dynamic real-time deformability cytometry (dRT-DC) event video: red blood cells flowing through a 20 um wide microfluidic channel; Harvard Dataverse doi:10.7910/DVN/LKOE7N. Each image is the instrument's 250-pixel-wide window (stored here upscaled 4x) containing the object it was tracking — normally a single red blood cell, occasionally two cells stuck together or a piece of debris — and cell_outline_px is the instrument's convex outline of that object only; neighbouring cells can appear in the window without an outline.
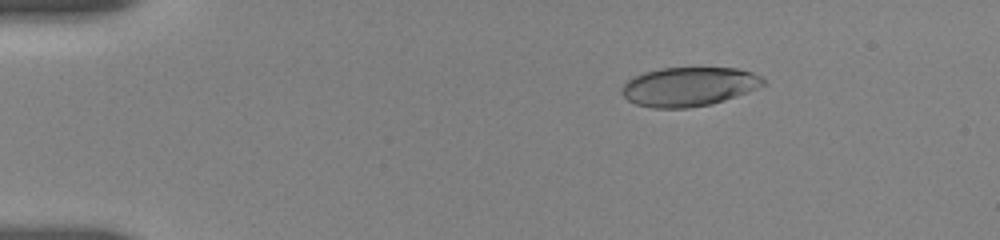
{"species": "human", "species_latin": "Homo sapiens", "temperature_condition": "room temperature", "stored_images_in_passage": 41, "camera_frame_rate_fps": 3000, "um_per_image_px": 0.085, "donor": {"sex": "female"}, "frame": {"image": 1, "passage_image": 7, "time_ms": 2.667, "image_size_px": [1000, 240], "cell_outline_px": [[764, 84], [724, 100], [712, 104], [688, 108], [652, 108], [636, 104], [628, 100], [624, 96], [620, 88], [628, 80], [644, 72], [660, 68], [736, 68], [752, 72], [764, 76]], "centroid_in_image_um": [58.53, 7.36], "position_along_channel_um": 26.5, "area_um2": 31.96}}
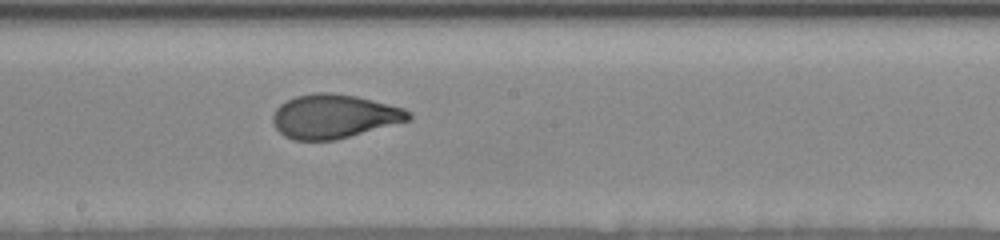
{"frame": {"image": 2, "passage_image": 25, "time_ms": 10.0, "image_size_px": [1000, 240], "cell_outline_px": [[412, 120], [336, 140], [292, 140], [284, 136], [272, 124], [272, 116], [276, 108], [280, 104], [296, 96], [316, 92], [332, 92], [356, 96], [404, 108], [412, 112]], "centroid_in_image_um": [28.41, 9.89], "position_along_channel_um": 219.8, "area_um2": 35.03}}
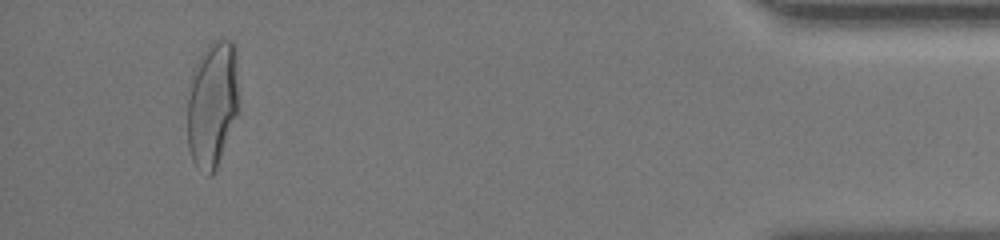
{"frame": {"image": 3, "passage_image": 39, "time_ms": 17.0, "image_size_px": [1000, 240], "cell_outline_px": [[240, 108], [216, 168], [212, 176], [208, 176], [196, 168], [192, 160], [188, 148], [188, 100], [192, 68], [208, 44], [216, 40], [232, 40], [236, 48], [240, 100]], "centroid_in_image_um": [18.08, 8.84], "position_along_channel_um": 417.1, "area_um2": 38.73}, "authors_computed_cell_mechanics": {"area_um2": 34.5066, "velocity_mm_per_s": 3.6874, "shape_relaxation_time_tau1_ms": 4.957, "shape_relaxation_time_tau2_ms": 0.665, "deformation_change_tau1": 0.1995, "deformation_change_tau2": 0.0636}}